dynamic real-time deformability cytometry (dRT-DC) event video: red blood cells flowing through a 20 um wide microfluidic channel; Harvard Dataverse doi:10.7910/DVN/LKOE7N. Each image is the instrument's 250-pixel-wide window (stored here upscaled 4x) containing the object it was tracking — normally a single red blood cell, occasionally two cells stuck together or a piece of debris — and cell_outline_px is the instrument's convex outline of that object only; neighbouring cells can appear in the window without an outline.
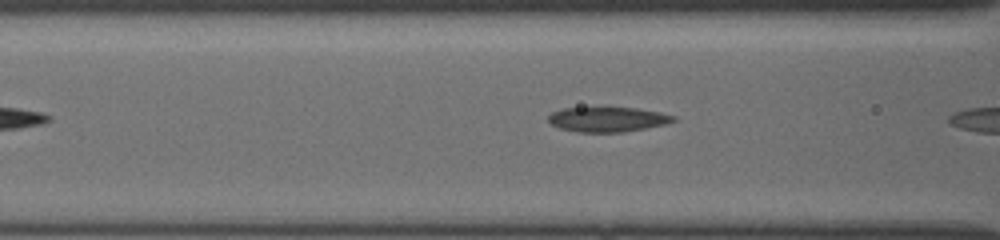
{"species": "common noctule bat (a hibernating species)", "species_latin": "Nyctalus noctula", "temperature_condition": "cold", "stored_images_in_passage": 4, "camera_frame_rate_fps": 3000, "um_per_image_px": 0.085, "animal": {"sex": "female", "body_mass_g": 19.5, "forearm_length_mm": 54.1}, "frame": {"image": 1, "passage_image": 3, "time_ms": 1.0, "image_size_px": [1000, 240], "cell_outline_px": [[676, 120], [664, 124], [644, 128], [620, 132], [576, 132], [560, 128], [552, 124], [548, 120], [548, 116], [552, 112], [560, 108], [636, 108], [660, 112], [676, 116]], "centroid_in_image_um": [51.62, 10.14], "position_along_channel_um": 115.0, "area_um2": 17.92}}